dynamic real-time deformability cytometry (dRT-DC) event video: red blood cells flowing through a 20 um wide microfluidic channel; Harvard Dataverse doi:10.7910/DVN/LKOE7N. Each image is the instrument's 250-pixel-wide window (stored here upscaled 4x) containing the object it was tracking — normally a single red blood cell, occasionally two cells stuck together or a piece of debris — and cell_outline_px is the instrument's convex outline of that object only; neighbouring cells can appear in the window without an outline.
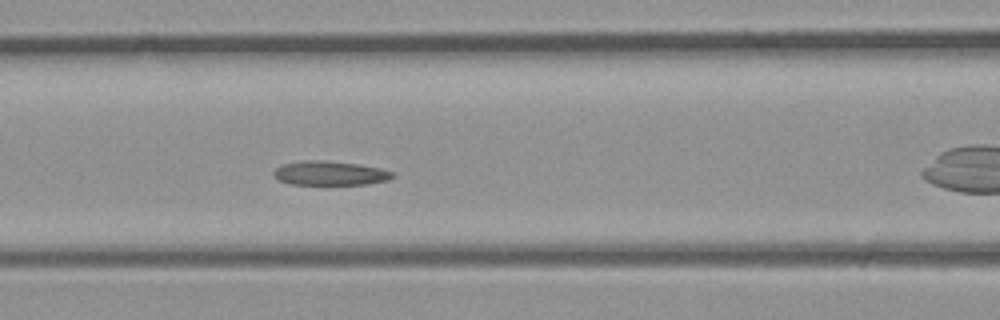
{"species": "common noctule bat (a hibernating species)", "species_latin": "Nyctalus noctula", "temperature_condition": "room temperature", "stored_images_in_passage": 8, "camera_frame_rate_fps": 3000, "um_per_image_px": 0.085, "animal": {"sex": "male", "body_mass_g": 23.1, "forearm_length_mm": 52.7}, "frame": {"image": 1, "passage_image": 5, "time_ms": 1.333, "image_size_px": [1000, 320], "cell_outline_px": [[396, 176], [388, 180], [368, 184], [292, 184], [280, 180], [272, 176], [272, 172], [276, 168], [284, 164], [300, 160], [324, 160], [360, 164], [380, 168], [392, 172]], "centroid_in_image_um": [28.05, 14.71], "position_along_channel_um": 138.6, "area_um2": 16.82}}